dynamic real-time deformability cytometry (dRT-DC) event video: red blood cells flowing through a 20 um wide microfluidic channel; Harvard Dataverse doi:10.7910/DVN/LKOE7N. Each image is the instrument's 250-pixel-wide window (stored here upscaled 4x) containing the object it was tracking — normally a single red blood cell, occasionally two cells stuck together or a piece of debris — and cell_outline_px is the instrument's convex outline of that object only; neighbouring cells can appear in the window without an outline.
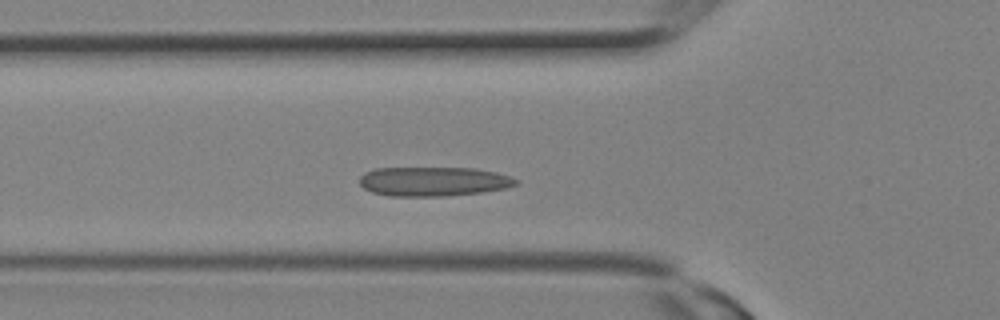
{"species": "Egyptian fruit bat (a non-hibernating species)", "species_latin": "Rousettus aegyptiacus", "temperature_condition": "room temperature", "stored_images_in_passage": 4, "camera_frame_rate_fps": 3000, "um_per_image_px": 0.085, "animal": {"sex": "female"}, "frame": {"image": 1, "passage_image": 4, "time_ms": 1.0, "image_size_px": [1000, 320], "cell_outline_px": [[520, 180], [516, 184], [508, 188], [480, 192], [444, 196], [388, 196], [372, 192], [364, 188], [360, 184], [360, 176], [364, 172], [376, 168], [476, 168], [496, 172]], "centroid_in_image_um": [36.83, 15.42], "position_along_channel_um": 89.0, "area_um2": 26.76}}